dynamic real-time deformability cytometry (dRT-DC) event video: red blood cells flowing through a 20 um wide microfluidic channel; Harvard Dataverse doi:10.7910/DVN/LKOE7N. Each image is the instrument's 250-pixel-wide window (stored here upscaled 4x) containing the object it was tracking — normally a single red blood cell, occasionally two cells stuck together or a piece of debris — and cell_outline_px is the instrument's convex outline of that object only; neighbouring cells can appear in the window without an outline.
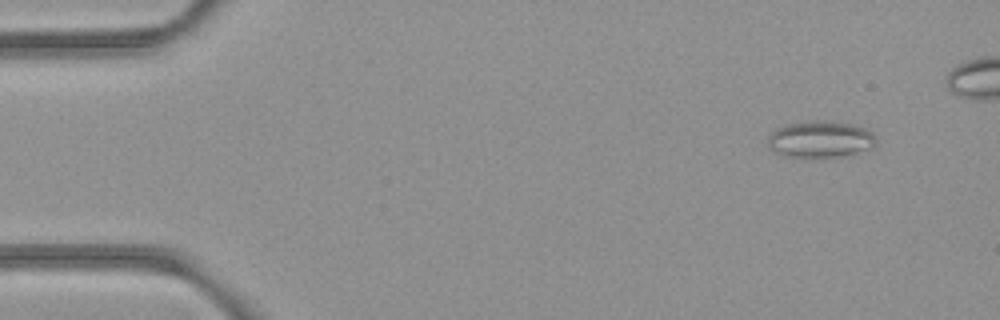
{"species": "common noctule bat (a hibernating species)", "species_latin": "Nyctalus noctula", "temperature_condition": "room temperature", "stored_images_in_passage": 44, "camera_frame_rate_fps": 3000, "um_per_image_px": 0.085, "animal": {"sex": "female", "body_mass_g": 21.9}, "frame": {"image": 1, "passage_image": 1, "time_ms": 0.0, "image_size_px": [1000, 320], "cell_outline_px": [[876, 144], [872, 148], [836, 156], [784, 156], [776, 152], [768, 144], [768, 136], [776, 128], [788, 124], [816, 120], [852, 124], [864, 128], [872, 132], [876, 140]], "centroid_in_image_um": [69.72, 11.82], "position_along_channel_um": 15.3, "area_um2": 22.48}}
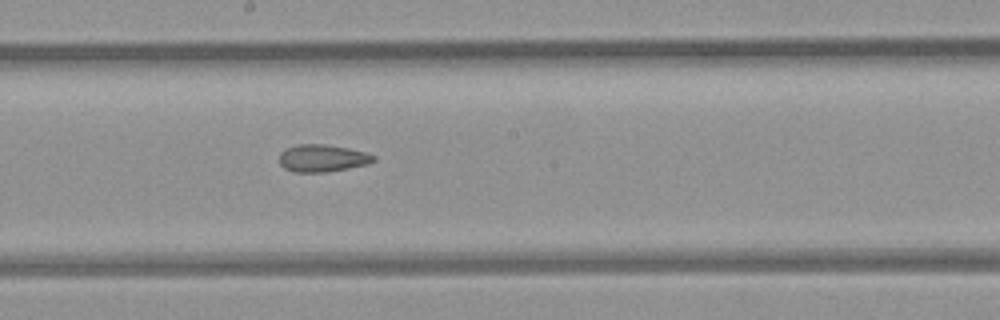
{"frame": {"image": 2, "passage_image": 25, "time_ms": 8.0, "image_size_px": [1000, 320], "cell_outline_px": [[376, 160], [368, 164], [328, 172], [292, 172], [284, 168], [280, 164], [280, 152], [296, 144], [324, 144], [348, 148], [364, 152], [376, 156]], "centroid_in_image_um": [27.4, 13.45], "position_along_channel_um": 220.8, "area_um2": 15.03}}
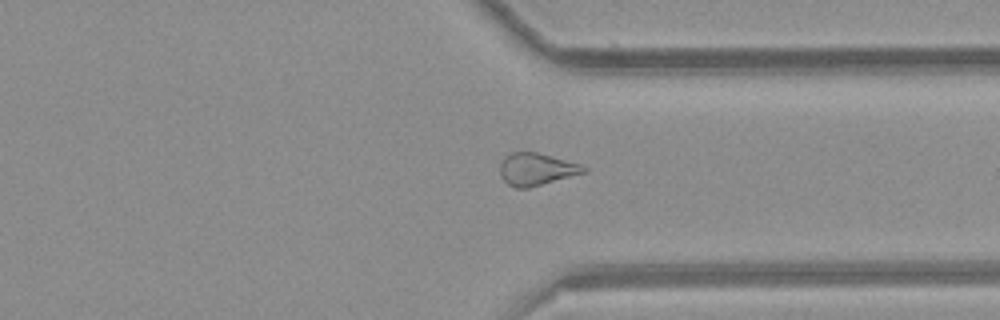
{"frame": {"image": 3, "passage_image": 36, "time_ms": 11.667, "image_size_px": [1000, 320], "cell_outline_px": [[588, 172], [528, 188], [516, 188], [508, 184], [500, 176], [500, 164], [504, 156], [512, 152], [536, 152], [580, 164], [588, 168]], "centroid_in_image_um": [45.6, 14.39], "position_along_channel_um": 365.8, "area_um2": 15.78}}